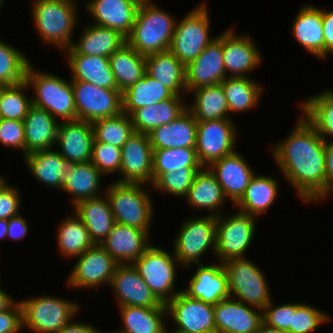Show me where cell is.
<instances>
[{
	"label": "cell",
	"instance_id": "6da1fadb",
	"mask_svg": "<svg viewBox=\"0 0 333 333\" xmlns=\"http://www.w3.org/2000/svg\"><path fill=\"white\" fill-rule=\"evenodd\" d=\"M272 154L301 201L313 203L326 189L325 140L301 114L292 132L273 145Z\"/></svg>",
	"mask_w": 333,
	"mask_h": 333
},
{
	"label": "cell",
	"instance_id": "7a4b0ae2",
	"mask_svg": "<svg viewBox=\"0 0 333 333\" xmlns=\"http://www.w3.org/2000/svg\"><path fill=\"white\" fill-rule=\"evenodd\" d=\"M33 24L40 40L64 51L74 42L77 3L71 0H32Z\"/></svg>",
	"mask_w": 333,
	"mask_h": 333
},
{
	"label": "cell",
	"instance_id": "3957f363",
	"mask_svg": "<svg viewBox=\"0 0 333 333\" xmlns=\"http://www.w3.org/2000/svg\"><path fill=\"white\" fill-rule=\"evenodd\" d=\"M156 4L152 0L141 3L136 22L126 37V42L145 56L169 50L175 30L176 18Z\"/></svg>",
	"mask_w": 333,
	"mask_h": 333
},
{
	"label": "cell",
	"instance_id": "277c9868",
	"mask_svg": "<svg viewBox=\"0 0 333 333\" xmlns=\"http://www.w3.org/2000/svg\"><path fill=\"white\" fill-rule=\"evenodd\" d=\"M29 64L25 81L33 89V105L45 109L58 121L77 119L74 92L71 80L57 74L38 71ZM60 119V120H59Z\"/></svg>",
	"mask_w": 333,
	"mask_h": 333
},
{
	"label": "cell",
	"instance_id": "5b68a950",
	"mask_svg": "<svg viewBox=\"0 0 333 333\" xmlns=\"http://www.w3.org/2000/svg\"><path fill=\"white\" fill-rule=\"evenodd\" d=\"M106 186L104 193L109 199L115 222L150 234L154 206L146 184L111 181Z\"/></svg>",
	"mask_w": 333,
	"mask_h": 333
},
{
	"label": "cell",
	"instance_id": "8992f818",
	"mask_svg": "<svg viewBox=\"0 0 333 333\" xmlns=\"http://www.w3.org/2000/svg\"><path fill=\"white\" fill-rule=\"evenodd\" d=\"M58 296L40 295L22 299L23 328L36 333H56L78 314L79 303Z\"/></svg>",
	"mask_w": 333,
	"mask_h": 333
},
{
	"label": "cell",
	"instance_id": "52a82bcc",
	"mask_svg": "<svg viewBox=\"0 0 333 333\" xmlns=\"http://www.w3.org/2000/svg\"><path fill=\"white\" fill-rule=\"evenodd\" d=\"M132 265L161 303L167 304L182 291L175 289L176 268L182 267L172 250L170 253L158 245L151 244Z\"/></svg>",
	"mask_w": 333,
	"mask_h": 333
},
{
	"label": "cell",
	"instance_id": "ba28073f",
	"mask_svg": "<svg viewBox=\"0 0 333 333\" xmlns=\"http://www.w3.org/2000/svg\"><path fill=\"white\" fill-rule=\"evenodd\" d=\"M182 223L176 233L172 251L181 267L190 269L193 264H201V257L208 250H212L215 255L217 217H191Z\"/></svg>",
	"mask_w": 333,
	"mask_h": 333
},
{
	"label": "cell",
	"instance_id": "9c48e42d",
	"mask_svg": "<svg viewBox=\"0 0 333 333\" xmlns=\"http://www.w3.org/2000/svg\"><path fill=\"white\" fill-rule=\"evenodd\" d=\"M210 17L206 2H201L179 20L169 50L185 66L195 60L217 38L210 37Z\"/></svg>",
	"mask_w": 333,
	"mask_h": 333
},
{
	"label": "cell",
	"instance_id": "30bf717a",
	"mask_svg": "<svg viewBox=\"0 0 333 333\" xmlns=\"http://www.w3.org/2000/svg\"><path fill=\"white\" fill-rule=\"evenodd\" d=\"M229 295L251 307L263 310L272 300L262 269L248 258L225 261Z\"/></svg>",
	"mask_w": 333,
	"mask_h": 333
},
{
	"label": "cell",
	"instance_id": "8fae6325",
	"mask_svg": "<svg viewBox=\"0 0 333 333\" xmlns=\"http://www.w3.org/2000/svg\"><path fill=\"white\" fill-rule=\"evenodd\" d=\"M256 220L259 219L239 210L228 216L221 214L217 217L215 252V257L219 260L217 262L246 258L245 254L256 234Z\"/></svg>",
	"mask_w": 333,
	"mask_h": 333
},
{
	"label": "cell",
	"instance_id": "7c38bea8",
	"mask_svg": "<svg viewBox=\"0 0 333 333\" xmlns=\"http://www.w3.org/2000/svg\"><path fill=\"white\" fill-rule=\"evenodd\" d=\"M77 119L93 123L123 112L122 92L118 89L97 87L85 81H71Z\"/></svg>",
	"mask_w": 333,
	"mask_h": 333
},
{
	"label": "cell",
	"instance_id": "4fadbf2b",
	"mask_svg": "<svg viewBox=\"0 0 333 333\" xmlns=\"http://www.w3.org/2000/svg\"><path fill=\"white\" fill-rule=\"evenodd\" d=\"M237 127L233 119L197 122L196 153L200 164L211 163L236 151Z\"/></svg>",
	"mask_w": 333,
	"mask_h": 333
},
{
	"label": "cell",
	"instance_id": "5bb4252c",
	"mask_svg": "<svg viewBox=\"0 0 333 333\" xmlns=\"http://www.w3.org/2000/svg\"><path fill=\"white\" fill-rule=\"evenodd\" d=\"M76 260L67 277V287L98 289L103 284L109 286L119 265L100 244H94Z\"/></svg>",
	"mask_w": 333,
	"mask_h": 333
},
{
	"label": "cell",
	"instance_id": "9a60e30c",
	"mask_svg": "<svg viewBox=\"0 0 333 333\" xmlns=\"http://www.w3.org/2000/svg\"><path fill=\"white\" fill-rule=\"evenodd\" d=\"M120 183H153V149L148 134L134 132L121 147Z\"/></svg>",
	"mask_w": 333,
	"mask_h": 333
},
{
	"label": "cell",
	"instance_id": "2e32d148",
	"mask_svg": "<svg viewBox=\"0 0 333 333\" xmlns=\"http://www.w3.org/2000/svg\"><path fill=\"white\" fill-rule=\"evenodd\" d=\"M173 329L183 333H216L214 305L189 298L182 291L167 304Z\"/></svg>",
	"mask_w": 333,
	"mask_h": 333
},
{
	"label": "cell",
	"instance_id": "e0dca14e",
	"mask_svg": "<svg viewBox=\"0 0 333 333\" xmlns=\"http://www.w3.org/2000/svg\"><path fill=\"white\" fill-rule=\"evenodd\" d=\"M232 28L218 34L222 39L226 76L249 77V72H253L261 64V53L251 35H238Z\"/></svg>",
	"mask_w": 333,
	"mask_h": 333
},
{
	"label": "cell",
	"instance_id": "ac0fdd59",
	"mask_svg": "<svg viewBox=\"0 0 333 333\" xmlns=\"http://www.w3.org/2000/svg\"><path fill=\"white\" fill-rule=\"evenodd\" d=\"M238 151H234L211 163L207 168L215 176L224 196L235 205L245 193L251 179L256 174Z\"/></svg>",
	"mask_w": 333,
	"mask_h": 333
},
{
	"label": "cell",
	"instance_id": "d6986e66",
	"mask_svg": "<svg viewBox=\"0 0 333 333\" xmlns=\"http://www.w3.org/2000/svg\"><path fill=\"white\" fill-rule=\"evenodd\" d=\"M226 77L222 39L217 35L195 60L186 65L187 95L199 87L221 84Z\"/></svg>",
	"mask_w": 333,
	"mask_h": 333
},
{
	"label": "cell",
	"instance_id": "ffe728a7",
	"mask_svg": "<svg viewBox=\"0 0 333 333\" xmlns=\"http://www.w3.org/2000/svg\"><path fill=\"white\" fill-rule=\"evenodd\" d=\"M109 287L116 295L118 307H167L155 297L132 264H119Z\"/></svg>",
	"mask_w": 333,
	"mask_h": 333
},
{
	"label": "cell",
	"instance_id": "44dd1931",
	"mask_svg": "<svg viewBox=\"0 0 333 333\" xmlns=\"http://www.w3.org/2000/svg\"><path fill=\"white\" fill-rule=\"evenodd\" d=\"M92 24L111 28L127 37L136 22L141 3L136 0H86Z\"/></svg>",
	"mask_w": 333,
	"mask_h": 333
},
{
	"label": "cell",
	"instance_id": "7402d4cb",
	"mask_svg": "<svg viewBox=\"0 0 333 333\" xmlns=\"http://www.w3.org/2000/svg\"><path fill=\"white\" fill-rule=\"evenodd\" d=\"M94 134L91 123L75 119L60 121L56 147L59 154L71 164L91 160Z\"/></svg>",
	"mask_w": 333,
	"mask_h": 333
},
{
	"label": "cell",
	"instance_id": "603a6c76",
	"mask_svg": "<svg viewBox=\"0 0 333 333\" xmlns=\"http://www.w3.org/2000/svg\"><path fill=\"white\" fill-rule=\"evenodd\" d=\"M196 266V272L188 280L187 288L182 290L184 294L211 305L230 297L227 274L221 262L208 265L201 263Z\"/></svg>",
	"mask_w": 333,
	"mask_h": 333
},
{
	"label": "cell",
	"instance_id": "cb8c5ba5",
	"mask_svg": "<svg viewBox=\"0 0 333 333\" xmlns=\"http://www.w3.org/2000/svg\"><path fill=\"white\" fill-rule=\"evenodd\" d=\"M216 333H255L263 323L262 310L228 297L214 305Z\"/></svg>",
	"mask_w": 333,
	"mask_h": 333
},
{
	"label": "cell",
	"instance_id": "d4e9b609",
	"mask_svg": "<svg viewBox=\"0 0 333 333\" xmlns=\"http://www.w3.org/2000/svg\"><path fill=\"white\" fill-rule=\"evenodd\" d=\"M150 237L147 231L115 222L100 245L118 264H132L151 245Z\"/></svg>",
	"mask_w": 333,
	"mask_h": 333
},
{
	"label": "cell",
	"instance_id": "484cf974",
	"mask_svg": "<svg viewBox=\"0 0 333 333\" xmlns=\"http://www.w3.org/2000/svg\"><path fill=\"white\" fill-rule=\"evenodd\" d=\"M292 22L290 31L295 41L313 56L324 59L322 8L304 4Z\"/></svg>",
	"mask_w": 333,
	"mask_h": 333
},
{
	"label": "cell",
	"instance_id": "4316f807",
	"mask_svg": "<svg viewBox=\"0 0 333 333\" xmlns=\"http://www.w3.org/2000/svg\"><path fill=\"white\" fill-rule=\"evenodd\" d=\"M80 39L64 50L66 54H85L109 58L126 43V37L111 28L86 24L81 30Z\"/></svg>",
	"mask_w": 333,
	"mask_h": 333
},
{
	"label": "cell",
	"instance_id": "83f0119b",
	"mask_svg": "<svg viewBox=\"0 0 333 333\" xmlns=\"http://www.w3.org/2000/svg\"><path fill=\"white\" fill-rule=\"evenodd\" d=\"M23 122L25 129V155L55 147L60 121L45 109L32 105Z\"/></svg>",
	"mask_w": 333,
	"mask_h": 333
},
{
	"label": "cell",
	"instance_id": "f1b7e54d",
	"mask_svg": "<svg viewBox=\"0 0 333 333\" xmlns=\"http://www.w3.org/2000/svg\"><path fill=\"white\" fill-rule=\"evenodd\" d=\"M197 121L187 109L172 122L153 129L149 134L152 149L195 148Z\"/></svg>",
	"mask_w": 333,
	"mask_h": 333
},
{
	"label": "cell",
	"instance_id": "f546056e",
	"mask_svg": "<svg viewBox=\"0 0 333 333\" xmlns=\"http://www.w3.org/2000/svg\"><path fill=\"white\" fill-rule=\"evenodd\" d=\"M100 195L79 201L73 206V212L81 219L88 229L91 240L100 244L111 232L115 224L109 199Z\"/></svg>",
	"mask_w": 333,
	"mask_h": 333
},
{
	"label": "cell",
	"instance_id": "4dcf8cb0",
	"mask_svg": "<svg viewBox=\"0 0 333 333\" xmlns=\"http://www.w3.org/2000/svg\"><path fill=\"white\" fill-rule=\"evenodd\" d=\"M146 73L174 95L187 94L186 66L170 50L146 55Z\"/></svg>",
	"mask_w": 333,
	"mask_h": 333
},
{
	"label": "cell",
	"instance_id": "1f68e13d",
	"mask_svg": "<svg viewBox=\"0 0 333 333\" xmlns=\"http://www.w3.org/2000/svg\"><path fill=\"white\" fill-rule=\"evenodd\" d=\"M71 81H85L106 89H118L107 57L67 54Z\"/></svg>",
	"mask_w": 333,
	"mask_h": 333
},
{
	"label": "cell",
	"instance_id": "d6a6232c",
	"mask_svg": "<svg viewBox=\"0 0 333 333\" xmlns=\"http://www.w3.org/2000/svg\"><path fill=\"white\" fill-rule=\"evenodd\" d=\"M24 161L35 180L43 186L62 190V182L71 163L57 149L31 152L24 156Z\"/></svg>",
	"mask_w": 333,
	"mask_h": 333
},
{
	"label": "cell",
	"instance_id": "836d02e7",
	"mask_svg": "<svg viewBox=\"0 0 333 333\" xmlns=\"http://www.w3.org/2000/svg\"><path fill=\"white\" fill-rule=\"evenodd\" d=\"M183 97L173 95L170 99L135 110L130 115L134 131L149 134L153 129L177 119L187 110Z\"/></svg>",
	"mask_w": 333,
	"mask_h": 333
},
{
	"label": "cell",
	"instance_id": "e575fe53",
	"mask_svg": "<svg viewBox=\"0 0 333 333\" xmlns=\"http://www.w3.org/2000/svg\"><path fill=\"white\" fill-rule=\"evenodd\" d=\"M104 175L92 164L73 163L67 169V175L62 182V191L71 195L72 206L79 201L91 199L100 194L101 180Z\"/></svg>",
	"mask_w": 333,
	"mask_h": 333
},
{
	"label": "cell",
	"instance_id": "d590c367",
	"mask_svg": "<svg viewBox=\"0 0 333 333\" xmlns=\"http://www.w3.org/2000/svg\"><path fill=\"white\" fill-rule=\"evenodd\" d=\"M185 199L192 209H205L210 211L208 215L216 217L222 214L221 208L227 203L221 186L207 167L196 174Z\"/></svg>",
	"mask_w": 333,
	"mask_h": 333
},
{
	"label": "cell",
	"instance_id": "8d00e7d4",
	"mask_svg": "<svg viewBox=\"0 0 333 333\" xmlns=\"http://www.w3.org/2000/svg\"><path fill=\"white\" fill-rule=\"evenodd\" d=\"M278 187L275 177L256 173L241 199L233 207L256 218L260 217L275 203Z\"/></svg>",
	"mask_w": 333,
	"mask_h": 333
},
{
	"label": "cell",
	"instance_id": "74e56055",
	"mask_svg": "<svg viewBox=\"0 0 333 333\" xmlns=\"http://www.w3.org/2000/svg\"><path fill=\"white\" fill-rule=\"evenodd\" d=\"M122 329L114 333H165L167 307L121 306ZM166 316V317H165Z\"/></svg>",
	"mask_w": 333,
	"mask_h": 333
},
{
	"label": "cell",
	"instance_id": "f35d334b",
	"mask_svg": "<svg viewBox=\"0 0 333 333\" xmlns=\"http://www.w3.org/2000/svg\"><path fill=\"white\" fill-rule=\"evenodd\" d=\"M190 93L194 100L192 104L188 103L187 109L197 122L233 118L221 84L199 87Z\"/></svg>",
	"mask_w": 333,
	"mask_h": 333
},
{
	"label": "cell",
	"instance_id": "ab89813d",
	"mask_svg": "<svg viewBox=\"0 0 333 333\" xmlns=\"http://www.w3.org/2000/svg\"><path fill=\"white\" fill-rule=\"evenodd\" d=\"M109 61L117 88L122 93L146 73V56L127 42L109 57Z\"/></svg>",
	"mask_w": 333,
	"mask_h": 333
},
{
	"label": "cell",
	"instance_id": "60d3db41",
	"mask_svg": "<svg viewBox=\"0 0 333 333\" xmlns=\"http://www.w3.org/2000/svg\"><path fill=\"white\" fill-rule=\"evenodd\" d=\"M252 79L250 76L226 77L221 83L231 115L252 110L259 105L264 88Z\"/></svg>",
	"mask_w": 333,
	"mask_h": 333
},
{
	"label": "cell",
	"instance_id": "b9f144b4",
	"mask_svg": "<svg viewBox=\"0 0 333 333\" xmlns=\"http://www.w3.org/2000/svg\"><path fill=\"white\" fill-rule=\"evenodd\" d=\"M299 106L302 117L316 129L317 133L325 141H333L329 139L333 137V90L327 89L314 94L301 101Z\"/></svg>",
	"mask_w": 333,
	"mask_h": 333
},
{
	"label": "cell",
	"instance_id": "7bdbcfd3",
	"mask_svg": "<svg viewBox=\"0 0 333 333\" xmlns=\"http://www.w3.org/2000/svg\"><path fill=\"white\" fill-rule=\"evenodd\" d=\"M174 94L147 73L122 93L123 112L131 115L135 110L170 99Z\"/></svg>",
	"mask_w": 333,
	"mask_h": 333
},
{
	"label": "cell",
	"instance_id": "ee69618b",
	"mask_svg": "<svg viewBox=\"0 0 333 333\" xmlns=\"http://www.w3.org/2000/svg\"><path fill=\"white\" fill-rule=\"evenodd\" d=\"M58 225L56 242L59 252L65 258H76L95 244L88 229L75 213L64 218Z\"/></svg>",
	"mask_w": 333,
	"mask_h": 333
},
{
	"label": "cell",
	"instance_id": "f6af8a7d",
	"mask_svg": "<svg viewBox=\"0 0 333 333\" xmlns=\"http://www.w3.org/2000/svg\"><path fill=\"white\" fill-rule=\"evenodd\" d=\"M94 140L121 148L135 132L131 117L124 112L91 123Z\"/></svg>",
	"mask_w": 333,
	"mask_h": 333
},
{
	"label": "cell",
	"instance_id": "bcb514c9",
	"mask_svg": "<svg viewBox=\"0 0 333 333\" xmlns=\"http://www.w3.org/2000/svg\"><path fill=\"white\" fill-rule=\"evenodd\" d=\"M183 167H203L195 148H170L153 150V182L162 174L183 169Z\"/></svg>",
	"mask_w": 333,
	"mask_h": 333
},
{
	"label": "cell",
	"instance_id": "7dc6e473",
	"mask_svg": "<svg viewBox=\"0 0 333 333\" xmlns=\"http://www.w3.org/2000/svg\"><path fill=\"white\" fill-rule=\"evenodd\" d=\"M31 63L24 53L11 44L0 41V85L8 86L25 80Z\"/></svg>",
	"mask_w": 333,
	"mask_h": 333
},
{
	"label": "cell",
	"instance_id": "c3c4849f",
	"mask_svg": "<svg viewBox=\"0 0 333 333\" xmlns=\"http://www.w3.org/2000/svg\"><path fill=\"white\" fill-rule=\"evenodd\" d=\"M28 89L30 90L25 80L1 86L0 118L23 121L33 105L32 97L26 95Z\"/></svg>",
	"mask_w": 333,
	"mask_h": 333
},
{
	"label": "cell",
	"instance_id": "681fc988",
	"mask_svg": "<svg viewBox=\"0 0 333 333\" xmlns=\"http://www.w3.org/2000/svg\"><path fill=\"white\" fill-rule=\"evenodd\" d=\"M203 167H183L176 171L162 173L153 183V189L173 196L185 198L196 174Z\"/></svg>",
	"mask_w": 333,
	"mask_h": 333
},
{
	"label": "cell",
	"instance_id": "f907efd6",
	"mask_svg": "<svg viewBox=\"0 0 333 333\" xmlns=\"http://www.w3.org/2000/svg\"><path fill=\"white\" fill-rule=\"evenodd\" d=\"M331 318L328 313L311 304L297 302L296 312H292V325L287 333H311L331 321Z\"/></svg>",
	"mask_w": 333,
	"mask_h": 333
},
{
	"label": "cell",
	"instance_id": "816d5d0a",
	"mask_svg": "<svg viewBox=\"0 0 333 333\" xmlns=\"http://www.w3.org/2000/svg\"><path fill=\"white\" fill-rule=\"evenodd\" d=\"M90 161L104 176L120 173L121 148L94 140Z\"/></svg>",
	"mask_w": 333,
	"mask_h": 333
},
{
	"label": "cell",
	"instance_id": "f5cc1de1",
	"mask_svg": "<svg viewBox=\"0 0 333 333\" xmlns=\"http://www.w3.org/2000/svg\"><path fill=\"white\" fill-rule=\"evenodd\" d=\"M270 303L262 310L263 323L271 328L288 331L292 325V312H296V302L274 305Z\"/></svg>",
	"mask_w": 333,
	"mask_h": 333
},
{
	"label": "cell",
	"instance_id": "db71d44e",
	"mask_svg": "<svg viewBox=\"0 0 333 333\" xmlns=\"http://www.w3.org/2000/svg\"><path fill=\"white\" fill-rule=\"evenodd\" d=\"M0 143L3 146L19 149L25 156V129L22 120L0 118Z\"/></svg>",
	"mask_w": 333,
	"mask_h": 333
},
{
	"label": "cell",
	"instance_id": "11a10c76",
	"mask_svg": "<svg viewBox=\"0 0 333 333\" xmlns=\"http://www.w3.org/2000/svg\"><path fill=\"white\" fill-rule=\"evenodd\" d=\"M18 190L17 187L15 188L9 183L0 190V220H8L20 214L19 210L21 208L22 198Z\"/></svg>",
	"mask_w": 333,
	"mask_h": 333
},
{
	"label": "cell",
	"instance_id": "9f6ffc18",
	"mask_svg": "<svg viewBox=\"0 0 333 333\" xmlns=\"http://www.w3.org/2000/svg\"><path fill=\"white\" fill-rule=\"evenodd\" d=\"M23 330L22 306L17 301L7 310L0 312V333H20Z\"/></svg>",
	"mask_w": 333,
	"mask_h": 333
},
{
	"label": "cell",
	"instance_id": "6f0895ef",
	"mask_svg": "<svg viewBox=\"0 0 333 333\" xmlns=\"http://www.w3.org/2000/svg\"><path fill=\"white\" fill-rule=\"evenodd\" d=\"M322 21L324 31V59L333 54V10L322 8Z\"/></svg>",
	"mask_w": 333,
	"mask_h": 333
},
{
	"label": "cell",
	"instance_id": "680465c9",
	"mask_svg": "<svg viewBox=\"0 0 333 333\" xmlns=\"http://www.w3.org/2000/svg\"><path fill=\"white\" fill-rule=\"evenodd\" d=\"M27 223V220L21 214L8 219L7 237L14 240L23 239L29 231Z\"/></svg>",
	"mask_w": 333,
	"mask_h": 333
},
{
	"label": "cell",
	"instance_id": "91938a15",
	"mask_svg": "<svg viewBox=\"0 0 333 333\" xmlns=\"http://www.w3.org/2000/svg\"><path fill=\"white\" fill-rule=\"evenodd\" d=\"M56 333H102L97 327L89 323H81V321H71L67 325H65L61 330Z\"/></svg>",
	"mask_w": 333,
	"mask_h": 333
},
{
	"label": "cell",
	"instance_id": "94428289",
	"mask_svg": "<svg viewBox=\"0 0 333 333\" xmlns=\"http://www.w3.org/2000/svg\"><path fill=\"white\" fill-rule=\"evenodd\" d=\"M326 186L333 181V141H325Z\"/></svg>",
	"mask_w": 333,
	"mask_h": 333
},
{
	"label": "cell",
	"instance_id": "6125c7cd",
	"mask_svg": "<svg viewBox=\"0 0 333 333\" xmlns=\"http://www.w3.org/2000/svg\"><path fill=\"white\" fill-rule=\"evenodd\" d=\"M12 295L7 293L0 287V312H3L9 309L16 301L15 298L11 297Z\"/></svg>",
	"mask_w": 333,
	"mask_h": 333
},
{
	"label": "cell",
	"instance_id": "be15d7a7",
	"mask_svg": "<svg viewBox=\"0 0 333 333\" xmlns=\"http://www.w3.org/2000/svg\"><path fill=\"white\" fill-rule=\"evenodd\" d=\"M330 195L333 196V181L327 184L326 189L320 194V196L314 202H319L324 199L327 200V198H329Z\"/></svg>",
	"mask_w": 333,
	"mask_h": 333
},
{
	"label": "cell",
	"instance_id": "e7e4bbea",
	"mask_svg": "<svg viewBox=\"0 0 333 333\" xmlns=\"http://www.w3.org/2000/svg\"><path fill=\"white\" fill-rule=\"evenodd\" d=\"M255 333H287V332L276 328L268 327L264 323H262L259 329Z\"/></svg>",
	"mask_w": 333,
	"mask_h": 333
},
{
	"label": "cell",
	"instance_id": "03108f58",
	"mask_svg": "<svg viewBox=\"0 0 333 333\" xmlns=\"http://www.w3.org/2000/svg\"><path fill=\"white\" fill-rule=\"evenodd\" d=\"M8 232V220L1 219L0 220V240L7 237Z\"/></svg>",
	"mask_w": 333,
	"mask_h": 333
},
{
	"label": "cell",
	"instance_id": "003e7915",
	"mask_svg": "<svg viewBox=\"0 0 333 333\" xmlns=\"http://www.w3.org/2000/svg\"><path fill=\"white\" fill-rule=\"evenodd\" d=\"M4 176L0 175V190L8 183V181L5 180Z\"/></svg>",
	"mask_w": 333,
	"mask_h": 333
},
{
	"label": "cell",
	"instance_id": "a7ac6f4b",
	"mask_svg": "<svg viewBox=\"0 0 333 333\" xmlns=\"http://www.w3.org/2000/svg\"><path fill=\"white\" fill-rule=\"evenodd\" d=\"M165 333H183V332H180V331H177L175 329H172L171 331L168 330V325L166 327V330H165Z\"/></svg>",
	"mask_w": 333,
	"mask_h": 333
},
{
	"label": "cell",
	"instance_id": "89a4df30",
	"mask_svg": "<svg viewBox=\"0 0 333 333\" xmlns=\"http://www.w3.org/2000/svg\"><path fill=\"white\" fill-rule=\"evenodd\" d=\"M136 1L142 3V2H146V1H150V0H136Z\"/></svg>",
	"mask_w": 333,
	"mask_h": 333
},
{
	"label": "cell",
	"instance_id": "2644e50d",
	"mask_svg": "<svg viewBox=\"0 0 333 333\" xmlns=\"http://www.w3.org/2000/svg\"><path fill=\"white\" fill-rule=\"evenodd\" d=\"M4 0H0V8H2V6H3V2Z\"/></svg>",
	"mask_w": 333,
	"mask_h": 333
},
{
	"label": "cell",
	"instance_id": "8c879c8a",
	"mask_svg": "<svg viewBox=\"0 0 333 333\" xmlns=\"http://www.w3.org/2000/svg\"><path fill=\"white\" fill-rule=\"evenodd\" d=\"M0 101H1V85H0Z\"/></svg>",
	"mask_w": 333,
	"mask_h": 333
}]
</instances>
